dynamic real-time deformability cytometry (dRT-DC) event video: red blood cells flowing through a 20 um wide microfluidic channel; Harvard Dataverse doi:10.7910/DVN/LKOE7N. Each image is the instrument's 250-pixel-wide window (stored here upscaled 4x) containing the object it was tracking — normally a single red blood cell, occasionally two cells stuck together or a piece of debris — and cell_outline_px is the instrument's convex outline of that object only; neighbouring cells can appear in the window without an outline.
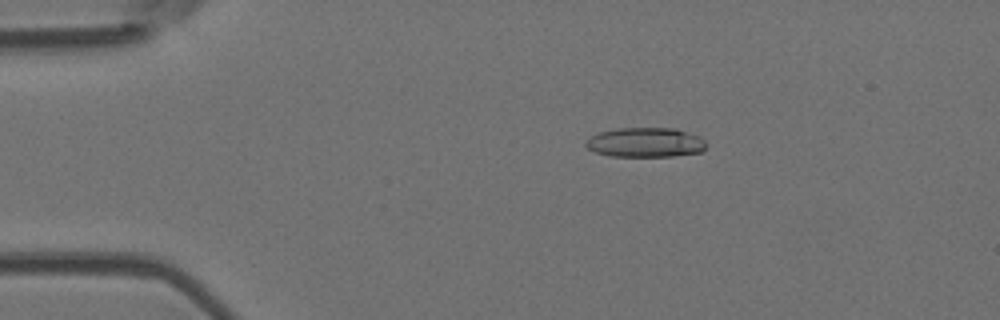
{"species": "Egyptian fruit bat (a non-hibernating species)", "species_latin": "Rousettus aegyptiacus", "temperature_condition": "room temperature", "stored_images_in_passage": 7, "camera_frame_rate_fps": 3000, "um_per_image_px": 0.085, "animal": {"sex": "female"}, "frame": {"image": 1, "passage_image": 3, "time_ms": 2.333, "image_size_px": [1000, 320], "cell_outline_px": [[708, 144], [700, 152], [672, 156], [612, 156], [596, 152], [588, 148], [584, 144], [592, 136], [600, 132], [616, 128], [676, 128], [700, 136]], "centroid_in_image_um": [54.9, 12.1], "position_along_channel_um": 30.1, "area_um2": 20.69}}
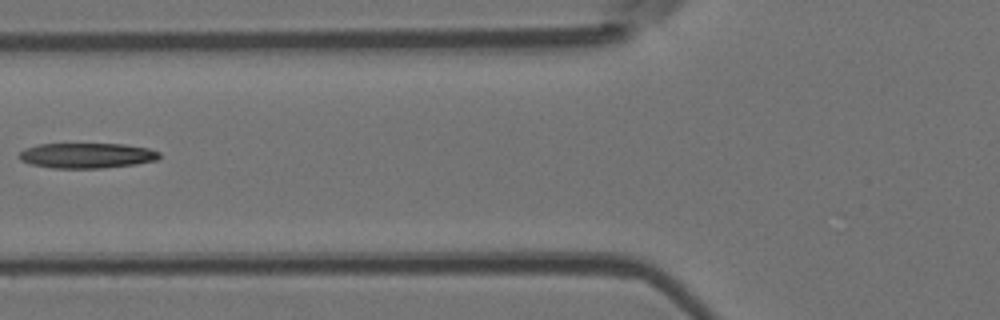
{"frame": {"image": 2, "passage_image": 6, "time_ms": 6.0, "image_size_px": [1000, 320], "cell_outline_px": [[160, 160], [136, 164], [104, 168], [52, 168], [28, 164], [20, 160], [16, 156], [24, 148], [40, 144], [124, 144], [148, 148], [160, 152]], "centroid_in_image_um": [7.37, 13.22], "position_along_channel_um": 118.4, "area_um2": 20.92}}
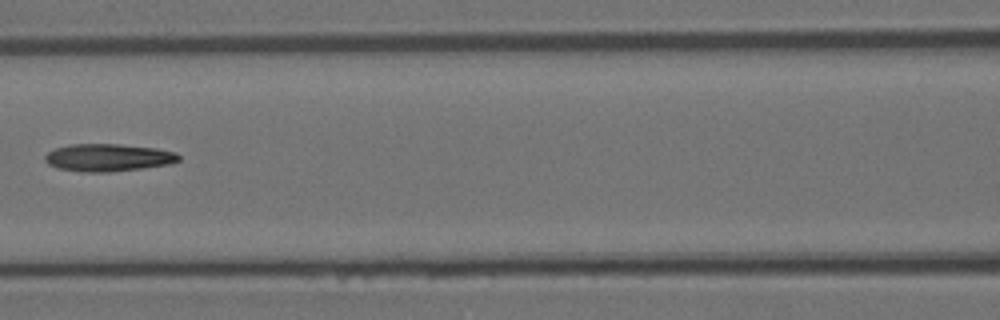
{"frame": {"image": 3, "passage_image": 7, "time_ms": 7.0, "image_size_px": [1000, 320], "cell_outline_px": [[180, 160], [168, 164], [140, 168], [108, 172], [84, 172], [56, 168], [48, 164], [44, 160], [44, 156], [48, 152], [56, 148], [72, 144], [116, 144], [156, 148], [176, 152], [180, 156]], "centroid_in_image_um": [9.17, 13.39], "position_along_channel_um": 157.4, "area_um2": 21.33}}